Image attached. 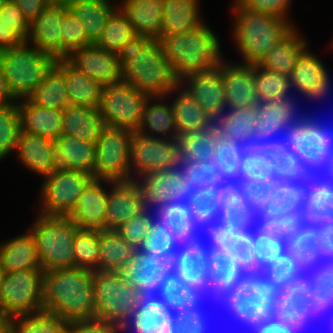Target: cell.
Masks as SVG:
<instances>
[{
  "label": "cell",
  "instance_id": "obj_61",
  "mask_svg": "<svg viewBox=\"0 0 333 333\" xmlns=\"http://www.w3.org/2000/svg\"><path fill=\"white\" fill-rule=\"evenodd\" d=\"M245 9L254 12L267 13L283 20L290 0H237Z\"/></svg>",
  "mask_w": 333,
  "mask_h": 333
},
{
  "label": "cell",
  "instance_id": "obj_42",
  "mask_svg": "<svg viewBox=\"0 0 333 333\" xmlns=\"http://www.w3.org/2000/svg\"><path fill=\"white\" fill-rule=\"evenodd\" d=\"M253 221L247 219L243 214L230 211H221L214 204L209 209L204 235L207 243L202 240L200 252L201 255L224 234L240 233L244 231ZM208 236V237H207Z\"/></svg>",
  "mask_w": 333,
  "mask_h": 333
},
{
  "label": "cell",
  "instance_id": "obj_8",
  "mask_svg": "<svg viewBox=\"0 0 333 333\" xmlns=\"http://www.w3.org/2000/svg\"><path fill=\"white\" fill-rule=\"evenodd\" d=\"M117 57L122 81L150 97L166 96L180 84L159 40L137 35L118 50Z\"/></svg>",
  "mask_w": 333,
  "mask_h": 333
},
{
  "label": "cell",
  "instance_id": "obj_7",
  "mask_svg": "<svg viewBox=\"0 0 333 333\" xmlns=\"http://www.w3.org/2000/svg\"><path fill=\"white\" fill-rule=\"evenodd\" d=\"M292 101L271 100L256 104L257 136L290 169L305 155L308 140L321 126V122L312 117L296 116Z\"/></svg>",
  "mask_w": 333,
  "mask_h": 333
},
{
  "label": "cell",
  "instance_id": "obj_60",
  "mask_svg": "<svg viewBox=\"0 0 333 333\" xmlns=\"http://www.w3.org/2000/svg\"><path fill=\"white\" fill-rule=\"evenodd\" d=\"M0 18H2L23 41L28 42L30 23L12 0H8L0 10Z\"/></svg>",
  "mask_w": 333,
  "mask_h": 333
},
{
  "label": "cell",
  "instance_id": "obj_52",
  "mask_svg": "<svg viewBox=\"0 0 333 333\" xmlns=\"http://www.w3.org/2000/svg\"><path fill=\"white\" fill-rule=\"evenodd\" d=\"M176 168L188 187L193 189H215L213 156L204 162L183 160L178 156Z\"/></svg>",
  "mask_w": 333,
  "mask_h": 333
},
{
  "label": "cell",
  "instance_id": "obj_35",
  "mask_svg": "<svg viewBox=\"0 0 333 333\" xmlns=\"http://www.w3.org/2000/svg\"><path fill=\"white\" fill-rule=\"evenodd\" d=\"M16 150L28 169L44 176L52 174V139L21 130Z\"/></svg>",
  "mask_w": 333,
  "mask_h": 333
},
{
  "label": "cell",
  "instance_id": "obj_59",
  "mask_svg": "<svg viewBox=\"0 0 333 333\" xmlns=\"http://www.w3.org/2000/svg\"><path fill=\"white\" fill-rule=\"evenodd\" d=\"M123 330L115 322L93 317L67 322L65 333H118Z\"/></svg>",
  "mask_w": 333,
  "mask_h": 333
},
{
  "label": "cell",
  "instance_id": "obj_53",
  "mask_svg": "<svg viewBox=\"0 0 333 333\" xmlns=\"http://www.w3.org/2000/svg\"><path fill=\"white\" fill-rule=\"evenodd\" d=\"M74 256L76 267L98 271L99 230L78 229L76 231Z\"/></svg>",
  "mask_w": 333,
  "mask_h": 333
},
{
  "label": "cell",
  "instance_id": "obj_28",
  "mask_svg": "<svg viewBox=\"0 0 333 333\" xmlns=\"http://www.w3.org/2000/svg\"><path fill=\"white\" fill-rule=\"evenodd\" d=\"M226 107L256 105L254 64L226 65L221 61Z\"/></svg>",
  "mask_w": 333,
  "mask_h": 333
},
{
  "label": "cell",
  "instance_id": "obj_44",
  "mask_svg": "<svg viewBox=\"0 0 333 333\" xmlns=\"http://www.w3.org/2000/svg\"><path fill=\"white\" fill-rule=\"evenodd\" d=\"M28 99L36 105L63 111L70 105L64 74L54 65Z\"/></svg>",
  "mask_w": 333,
  "mask_h": 333
},
{
  "label": "cell",
  "instance_id": "obj_54",
  "mask_svg": "<svg viewBox=\"0 0 333 333\" xmlns=\"http://www.w3.org/2000/svg\"><path fill=\"white\" fill-rule=\"evenodd\" d=\"M21 132V119L18 106H0V159L16 149Z\"/></svg>",
  "mask_w": 333,
  "mask_h": 333
},
{
  "label": "cell",
  "instance_id": "obj_1",
  "mask_svg": "<svg viewBox=\"0 0 333 333\" xmlns=\"http://www.w3.org/2000/svg\"><path fill=\"white\" fill-rule=\"evenodd\" d=\"M200 258V249L135 248L121 272L171 328H189L200 319Z\"/></svg>",
  "mask_w": 333,
  "mask_h": 333
},
{
  "label": "cell",
  "instance_id": "obj_70",
  "mask_svg": "<svg viewBox=\"0 0 333 333\" xmlns=\"http://www.w3.org/2000/svg\"><path fill=\"white\" fill-rule=\"evenodd\" d=\"M11 319L12 317L0 311V333H9L11 331Z\"/></svg>",
  "mask_w": 333,
  "mask_h": 333
},
{
  "label": "cell",
  "instance_id": "obj_39",
  "mask_svg": "<svg viewBox=\"0 0 333 333\" xmlns=\"http://www.w3.org/2000/svg\"><path fill=\"white\" fill-rule=\"evenodd\" d=\"M292 30L284 39L271 48L257 63L264 69L290 75L295 67L297 58L306 49V41L298 38Z\"/></svg>",
  "mask_w": 333,
  "mask_h": 333
},
{
  "label": "cell",
  "instance_id": "obj_75",
  "mask_svg": "<svg viewBox=\"0 0 333 333\" xmlns=\"http://www.w3.org/2000/svg\"><path fill=\"white\" fill-rule=\"evenodd\" d=\"M333 255V240L327 245Z\"/></svg>",
  "mask_w": 333,
  "mask_h": 333
},
{
  "label": "cell",
  "instance_id": "obj_56",
  "mask_svg": "<svg viewBox=\"0 0 333 333\" xmlns=\"http://www.w3.org/2000/svg\"><path fill=\"white\" fill-rule=\"evenodd\" d=\"M156 219L150 216L151 221H171L184 223L201 241L209 210H178L165 209V206H156ZM154 218V219H153Z\"/></svg>",
  "mask_w": 333,
  "mask_h": 333
},
{
  "label": "cell",
  "instance_id": "obj_11",
  "mask_svg": "<svg viewBox=\"0 0 333 333\" xmlns=\"http://www.w3.org/2000/svg\"><path fill=\"white\" fill-rule=\"evenodd\" d=\"M234 35L244 64L258 63L277 43L294 28L277 16L245 9L237 0Z\"/></svg>",
  "mask_w": 333,
  "mask_h": 333
},
{
  "label": "cell",
  "instance_id": "obj_17",
  "mask_svg": "<svg viewBox=\"0 0 333 333\" xmlns=\"http://www.w3.org/2000/svg\"><path fill=\"white\" fill-rule=\"evenodd\" d=\"M134 131L104 127L95 141L94 179L106 181L134 180L131 177V142Z\"/></svg>",
  "mask_w": 333,
  "mask_h": 333
},
{
  "label": "cell",
  "instance_id": "obj_14",
  "mask_svg": "<svg viewBox=\"0 0 333 333\" xmlns=\"http://www.w3.org/2000/svg\"><path fill=\"white\" fill-rule=\"evenodd\" d=\"M79 228L68 216L41 214L33 224L40 265L43 271L76 267L74 239Z\"/></svg>",
  "mask_w": 333,
  "mask_h": 333
},
{
  "label": "cell",
  "instance_id": "obj_64",
  "mask_svg": "<svg viewBox=\"0 0 333 333\" xmlns=\"http://www.w3.org/2000/svg\"><path fill=\"white\" fill-rule=\"evenodd\" d=\"M252 181L253 180H229L216 182L214 189V201L221 194L243 191Z\"/></svg>",
  "mask_w": 333,
  "mask_h": 333
},
{
  "label": "cell",
  "instance_id": "obj_72",
  "mask_svg": "<svg viewBox=\"0 0 333 333\" xmlns=\"http://www.w3.org/2000/svg\"><path fill=\"white\" fill-rule=\"evenodd\" d=\"M78 0H49L50 4L62 5L69 7L72 3Z\"/></svg>",
  "mask_w": 333,
  "mask_h": 333
},
{
  "label": "cell",
  "instance_id": "obj_66",
  "mask_svg": "<svg viewBox=\"0 0 333 333\" xmlns=\"http://www.w3.org/2000/svg\"><path fill=\"white\" fill-rule=\"evenodd\" d=\"M311 238L328 245L333 240V216Z\"/></svg>",
  "mask_w": 333,
  "mask_h": 333
},
{
  "label": "cell",
  "instance_id": "obj_47",
  "mask_svg": "<svg viewBox=\"0 0 333 333\" xmlns=\"http://www.w3.org/2000/svg\"><path fill=\"white\" fill-rule=\"evenodd\" d=\"M324 71L323 64L306 48L297 58L289 75L290 88L294 86L297 91L307 96L320 83Z\"/></svg>",
  "mask_w": 333,
  "mask_h": 333
},
{
  "label": "cell",
  "instance_id": "obj_10",
  "mask_svg": "<svg viewBox=\"0 0 333 333\" xmlns=\"http://www.w3.org/2000/svg\"><path fill=\"white\" fill-rule=\"evenodd\" d=\"M159 41L180 83L191 74L217 69L222 61L218 39L205 24Z\"/></svg>",
  "mask_w": 333,
  "mask_h": 333
},
{
  "label": "cell",
  "instance_id": "obj_49",
  "mask_svg": "<svg viewBox=\"0 0 333 333\" xmlns=\"http://www.w3.org/2000/svg\"><path fill=\"white\" fill-rule=\"evenodd\" d=\"M135 36L137 35L132 24L119 8L108 18L103 32L95 45L107 51L117 53L124 44L132 40Z\"/></svg>",
  "mask_w": 333,
  "mask_h": 333
},
{
  "label": "cell",
  "instance_id": "obj_19",
  "mask_svg": "<svg viewBox=\"0 0 333 333\" xmlns=\"http://www.w3.org/2000/svg\"><path fill=\"white\" fill-rule=\"evenodd\" d=\"M43 270L5 273L0 287V311L10 317L43 310Z\"/></svg>",
  "mask_w": 333,
  "mask_h": 333
},
{
  "label": "cell",
  "instance_id": "obj_55",
  "mask_svg": "<svg viewBox=\"0 0 333 333\" xmlns=\"http://www.w3.org/2000/svg\"><path fill=\"white\" fill-rule=\"evenodd\" d=\"M62 59L67 58L73 51L92 43L87 39L81 21L68 9L61 23Z\"/></svg>",
  "mask_w": 333,
  "mask_h": 333
},
{
  "label": "cell",
  "instance_id": "obj_27",
  "mask_svg": "<svg viewBox=\"0 0 333 333\" xmlns=\"http://www.w3.org/2000/svg\"><path fill=\"white\" fill-rule=\"evenodd\" d=\"M101 181L106 180L93 179L89 183L68 215L79 229L105 230L108 192L101 187Z\"/></svg>",
  "mask_w": 333,
  "mask_h": 333
},
{
  "label": "cell",
  "instance_id": "obj_65",
  "mask_svg": "<svg viewBox=\"0 0 333 333\" xmlns=\"http://www.w3.org/2000/svg\"><path fill=\"white\" fill-rule=\"evenodd\" d=\"M201 243L142 242L139 249H200Z\"/></svg>",
  "mask_w": 333,
  "mask_h": 333
},
{
  "label": "cell",
  "instance_id": "obj_6",
  "mask_svg": "<svg viewBox=\"0 0 333 333\" xmlns=\"http://www.w3.org/2000/svg\"><path fill=\"white\" fill-rule=\"evenodd\" d=\"M303 238L296 220H255L240 233L221 235L202 255L281 261Z\"/></svg>",
  "mask_w": 333,
  "mask_h": 333
},
{
  "label": "cell",
  "instance_id": "obj_73",
  "mask_svg": "<svg viewBox=\"0 0 333 333\" xmlns=\"http://www.w3.org/2000/svg\"><path fill=\"white\" fill-rule=\"evenodd\" d=\"M4 276H5V271H4V268L2 266V262H1V259H0V287L3 283Z\"/></svg>",
  "mask_w": 333,
  "mask_h": 333
},
{
  "label": "cell",
  "instance_id": "obj_22",
  "mask_svg": "<svg viewBox=\"0 0 333 333\" xmlns=\"http://www.w3.org/2000/svg\"><path fill=\"white\" fill-rule=\"evenodd\" d=\"M105 182L113 186L108 192L105 229L116 230L146 208L145 195L137 180Z\"/></svg>",
  "mask_w": 333,
  "mask_h": 333
},
{
  "label": "cell",
  "instance_id": "obj_45",
  "mask_svg": "<svg viewBox=\"0 0 333 333\" xmlns=\"http://www.w3.org/2000/svg\"><path fill=\"white\" fill-rule=\"evenodd\" d=\"M216 141L215 126L203 131L185 133L178 139L179 157L194 162L207 161L214 156Z\"/></svg>",
  "mask_w": 333,
  "mask_h": 333
},
{
  "label": "cell",
  "instance_id": "obj_48",
  "mask_svg": "<svg viewBox=\"0 0 333 333\" xmlns=\"http://www.w3.org/2000/svg\"><path fill=\"white\" fill-rule=\"evenodd\" d=\"M19 319L16 324L14 319ZM67 321L60 315L47 310L35 312L31 316L22 314L11 319L12 333H65Z\"/></svg>",
  "mask_w": 333,
  "mask_h": 333
},
{
  "label": "cell",
  "instance_id": "obj_36",
  "mask_svg": "<svg viewBox=\"0 0 333 333\" xmlns=\"http://www.w3.org/2000/svg\"><path fill=\"white\" fill-rule=\"evenodd\" d=\"M271 270L264 269L252 280L229 283L213 300L240 321L253 307L256 286Z\"/></svg>",
  "mask_w": 333,
  "mask_h": 333
},
{
  "label": "cell",
  "instance_id": "obj_50",
  "mask_svg": "<svg viewBox=\"0 0 333 333\" xmlns=\"http://www.w3.org/2000/svg\"><path fill=\"white\" fill-rule=\"evenodd\" d=\"M143 242L201 243L202 241L182 222L150 220Z\"/></svg>",
  "mask_w": 333,
  "mask_h": 333
},
{
  "label": "cell",
  "instance_id": "obj_32",
  "mask_svg": "<svg viewBox=\"0 0 333 333\" xmlns=\"http://www.w3.org/2000/svg\"><path fill=\"white\" fill-rule=\"evenodd\" d=\"M215 120L217 131L231 140L239 141L246 138L251 144H265L256 134V105H246L228 108Z\"/></svg>",
  "mask_w": 333,
  "mask_h": 333
},
{
  "label": "cell",
  "instance_id": "obj_24",
  "mask_svg": "<svg viewBox=\"0 0 333 333\" xmlns=\"http://www.w3.org/2000/svg\"><path fill=\"white\" fill-rule=\"evenodd\" d=\"M52 174L82 171L93 175L96 158L95 142L61 135L53 140Z\"/></svg>",
  "mask_w": 333,
  "mask_h": 333
},
{
  "label": "cell",
  "instance_id": "obj_29",
  "mask_svg": "<svg viewBox=\"0 0 333 333\" xmlns=\"http://www.w3.org/2000/svg\"><path fill=\"white\" fill-rule=\"evenodd\" d=\"M55 66L64 74L70 105L99 109L103 86L79 71L66 58L57 59Z\"/></svg>",
  "mask_w": 333,
  "mask_h": 333
},
{
  "label": "cell",
  "instance_id": "obj_13",
  "mask_svg": "<svg viewBox=\"0 0 333 333\" xmlns=\"http://www.w3.org/2000/svg\"><path fill=\"white\" fill-rule=\"evenodd\" d=\"M56 60L36 46L28 48L27 41L0 51V64L15 99L28 98L53 68Z\"/></svg>",
  "mask_w": 333,
  "mask_h": 333
},
{
  "label": "cell",
  "instance_id": "obj_58",
  "mask_svg": "<svg viewBox=\"0 0 333 333\" xmlns=\"http://www.w3.org/2000/svg\"><path fill=\"white\" fill-rule=\"evenodd\" d=\"M150 213L148 206L132 217L129 221L121 225L116 231L134 248H138L143 242L150 226Z\"/></svg>",
  "mask_w": 333,
  "mask_h": 333
},
{
  "label": "cell",
  "instance_id": "obj_67",
  "mask_svg": "<svg viewBox=\"0 0 333 333\" xmlns=\"http://www.w3.org/2000/svg\"><path fill=\"white\" fill-rule=\"evenodd\" d=\"M203 310L200 313L199 322L192 327L189 328H171L167 333H207L208 330V321L206 317V313Z\"/></svg>",
  "mask_w": 333,
  "mask_h": 333
},
{
  "label": "cell",
  "instance_id": "obj_43",
  "mask_svg": "<svg viewBox=\"0 0 333 333\" xmlns=\"http://www.w3.org/2000/svg\"><path fill=\"white\" fill-rule=\"evenodd\" d=\"M221 211L243 214L249 220H296L291 202H214Z\"/></svg>",
  "mask_w": 333,
  "mask_h": 333
},
{
  "label": "cell",
  "instance_id": "obj_30",
  "mask_svg": "<svg viewBox=\"0 0 333 333\" xmlns=\"http://www.w3.org/2000/svg\"><path fill=\"white\" fill-rule=\"evenodd\" d=\"M20 112L21 130L49 139L62 135L63 111L32 103L28 98L17 105Z\"/></svg>",
  "mask_w": 333,
  "mask_h": 333
},
{
  "label": "cell",
  "instance_id": "obj_16",
  "mask_svg": "<svg viewBox=\"0 0 333 333\" xmlns=\"http://www.w3.org/2000/svg\"><path fill=\"white\" fill-rule=\"evenodd\" d=\"M330 311L333 312V271L286 317L254 319L244 326L252 333H302L313 319Z\"/></svg>",
  "mask_w": 333,
  "mask_h": 333
},
{
  "label": "cell",
  "instance_id": "obj_40",
  "mask_svg": "<svg viewBox=\"0 0 333 333\" xmlns=\"http://www.w3.org/2000/svg\"><path fill=\"white\" fill-rule=\"evenodd\" d=\"M171 106L179 136L189 132L206 130L215 124V120L186 90L178 95Z\"/></svg>",
  "mask_w": 333,
  "mask_h": 333
},
{
  "label": "cell",
  "instance_id": "obj_33",
  "mask_svg": "<svg viewBox=\"0 0 333 333\" xmlns=\"http://www.w3.org/2000/svg\"><path fill=\"white\" fill-rule=\"evenodd\" d=\"M104 127L99 109L69 105L63 110L62 135L95 142Z\"/></svg>",
  "mask_w": 333,
  "mask_h": 333
},
{
  "label": "cell",
  "instance_id": "obj_68",
  "mask_svg": "<svg viewBox=\"0 0 333 333\" xmlns=\"http://www.w3.org/2000/svg\"><path fill=\"white\" fill-rule=\"evenodd\" d=\"M14 99H15L14 96L12 95V93L8 88V84L4 76V71L0 64V106L13 104L10 101Z\"/></svg>",
  "mask_w": 333,
  "mask_h": 333
},
{
  "label": "cell",
  "instance_id": "obj_9",
  "mask_svg": "<svg viewBox=\"0 0 333 333\" xmlns=\"http://www.w3.org/2000/svg\"><path fill=\"white\" fill-rule=\"evenodd\" d=\"M43 309L67 322L96 317L93 271L58 268L43 272Z\"/></svg>",
  "mask_w": 333,
  "mask_h": 333
},
{
  "label": "cell",
  "instance_id": "obj_23",
  "mask_svg": "<svg viewBox=\"0 0 333 333\" xmlns=\"http://www.w3.org/2000/svg\"><path fill=\"white\" fill-rule=\"evenodd\" d=\"M66 59L102 86L122 81V67L117 53L107 51L95 44L73 51Z\"/></svg>",
  "mask_w": 333,
  "mask_h": 333
},
{
  "label": "cell",
  "instance_id": "obj_37",
  "mask_svg": "<svg viewBox=\"0 0 333 333\" xmlns=\"http://www.w3.org/2000/svg\"><path fill=\"white\" fill-rule=\"evenodd\" d=\"M199 0H163L162 37L180 34L201 24L198 15Z\"/></svg>",
  "mask_w": 333,
  "mask_h": 333
},
{
  "label": "cell",
  "instance_id": "obj_34",
  "mask_svg": "<svg viewBox=\"0 0 333 333\" xmlns=\"http://www.w3.org/2000/svg\"><path fill=\"white\" fill-rule=\"evenodd\" d=\"M0 259L5 273L42 269L35 237L31 232L1 245Z\"/></svg>",
  "mask_w": 333,
  "mask_h": 333
},
{
  "label": "cell",
  "instance_id": "obj_71",
  "mask_svg": "<svg viewBox=\"0 0 333 333\" xmlns=\"http://www.w3.org/2000/svg\"><path fill=\"white\" fill-rule=\"evenodd\" d=\"M315 133L324 134L333 143V128L331 129L322 123L321 126L315 131Z\"/></svg>",
  "mask_w": 333,
  "mask_h": 333
},
{
  "label": "cell",
  "instance_id": "obj_57",
  "mask_svg": "<svg viewBox=\"0 0 333 333\" xmlns=\"http://www.w3.org/2000/svg\"><path fill=\"white\" fill-rule=\"evenodd\" d=\"M214 202H291L277 199L261 182L253 180L243 191L221 194Z\"/></svg>",
  "mask_w": 333,
  "mask_h": 333
},
{
  "label": "cell",
  "instance_id": "obj_76",
  "mask_svg": "<svg viewBox=\"0 0 333 333\" xmlns=\"http://www.w3.org/2000/svg\"><path fill=\"white\" fill-rule=\"evenodd\" d=\"M8 0H0V10L4 7Z\"/></svg>",
  "mask_w": 333,
  "mask_h": 333
},
{
  "label": "cell",
  "instance_id": "obj_25",
  "mask_svg": "<svg viewBox=\"0 0 333 333\" xmlns=\"http://www.w3.org/2000/svg\"><path fill=\"white\" fill-rule=\"evenodd\" d=\"M68 7L48 4L30 23L28 40L43 52L62 59L61 23Z\"/></svg>",
  "mask_w": 333,
  "mask_h": 333
},
{
  "label": "cell",
  "instance_id": "obj_5",
  "mask_svg": "<svg viewBox=\"0 0 333 333\" xmlns=\"http://www.w3.org/2000/svg\"><path fill=\"white\" fill-rule=\"evenodd\" d=\"M96 317L115 322L124 331L167 333L171 327L145 302L121 271H93Z\"/></svg>",
  "mask_w": 333,
  "mask_h": 333
},
{
  "label": "cell",
  "instance_id": "obj_74",
  "mask_svg": "<svg viewBox=\"0 0 333 333\" xmlns=\"http://www.w3.org/2000/svg\"><path fill=\"white\" fill-rule=\"evenodd\" d=\"M329 319H330V320H328V321H329V325L331 326V327H329V328L332 329V330H331V333H333V313H332V316L329 317Z\"/></svg>",
  "mask_w": 333,
  "mask_h": 333
},
{
  "label": "cell",
  "instance_id": "obj_63",
  "mask_svg": "<svg viewBox=\"0 0 333 333\" xmlns=\"http://www.w3.org/2000/svg\"><path fill=\"white\" fill-rule=\"evenodd\" d=\"M22 42L24 41L0 18V51L16 47Z\"/></svg>",
  "mask_w": 333,
  "mask_h": 333
},
{
  "label": "cell",
  "instance_id": "obj_46",
  "mask_svg": "<svg viewBox=\"0 0 333 333\" xmlns=\"http://www.w3.org/2000/svg\"><path fill=\"white\" fill-rule=\"evenodd\" d=\"M254 86L258 102L290 99L289 75L264 69L257 63L254 64Z\"/></svg>",
  "mask_w": 333,
  "mask_h": 333
},
{
  "label": "cell",
  "instance_id": "obj_20",
  "mask_svg": "<svg viewBox=\"0 0 333 333\" xmlns=\"http://www.w3.org/2000/svg\"><path fill=\"white\" fill-rule=\"evenodd\" d=\"M94 179L82 171H69L45 176L42 184L43 208L41 214L68 216L77 204L83 190Z\"/></svg>",
  "mask_w": 333,
  "mask_h": 333
},
{
  "label": "cell",
  "instance_id": "obj_15",
  "mask_svg": "<svg viewBox=\"0 0 333 333\" xmlns=\"http://www.w3.org/2000/svg\"><path fill=\"white\" fill-rule=\"evenodd\" d=\"M280 261H241L227 255H201L199 265L198 308L204 300L214 299L229 283L252 280L264 269H273Z\"/></svg>",
  "mask_w": 333,
  "mask_h": 333
},
{
  "label": "cell",
  "instance_id": "obj_18",
  "mask_svg": "<svg viewBox=\"0 0 333 333\" xmlns=\"http://www.w3.org/2000/svg\"><path fill=\"white\" fill-rule=\"evenodd\" d=\"M149 98L124 81L103 86L99 113L104 125L136 131Z\"/></svg>",
  "mask_w": 333,
  "mask_h": 333
},
{
  "label": "cell",
  "instance_id": "obj_21",
  "mask_svg": "<svg viewBox=\"0 0 333 333\" xmlns=\"http://www.w3.org/2000/svg\"><path fill=\"white\" fill-rule=\"evenodd\" d=\"M179 156L178 140L156 138L147 133L134 131L130 164L134 165L138 174L143 177L149 173L173 169Z\"/></svg>",
  "mask_w": 333,
  "mask_h": 333
},
{
  "label": "cell",
  "instance_id": "obj_2",
  "mask_svg": "<svg viewBox=\"0 0 333 333\" xmlns=\"http://www.w3.org/2000/svg\"><path fill=\"white\" fill-rule=\"evenodd\" d=\"M332 271L333 255L327 245L304 237L258 283L253 307L240 323L286 317Z\"/></svg>",
  "mask_w": 333,
  "mask_h": 333
},
{
  "label": "cell",
  "instance_id": "obj_26",
  "mask_svg": "<svg viewBox=\"0 0 333 333\" xmlns=\"http://www.w3.org/2000/svg\"><path fill=\"white\" fill-rule=\"evenodd\" d=\"M189 87L185 89L214 120L225 111L226 99L221 74V62L217 69L185 77Z\"/></svg>",
  "mask_w": 333,
  "mask_h": 333
},
{
  "label": "cell",
  "instance_id": "obj_4",
  "mask_svg": "<svg viewBox=\"0 0 333 333\" xmlns=\"http://www.w3.org/2000/svg\"><path fill=\"white\" fill-rule=\"evenodd\" d=\"M216 137L214 187L222 181L257 180L277 199H290L291 169L266 144H251L246 138L231 140L217 128Z\"/></svg>",
  "mask_w": 333,
  "mask_h": 333
},
{
  "label": "cell",
  "instance_id": "obj_62",
  "mask_svg": "<svg viewBox=\"0 0 333 333\" xmlns=\"http://www.w3.org/2000/svg\"><path fill=\"white\" fill-rule=\"evenodd\" d=\"M31 23L50 3L49 0H12Z\"/></svg>",
  "mask_w": 333,
  "mask_h": 333
},
{
  "label": "cell",
  "instance_id": "obj_69",
  "mask_svg": "<svg viewBox=\"0 0 333 333\" xmlns=\"http://www.w3.org/2000/svg\"><path fill=\"white\" fill-rule=\"evenodd\" d=\"M328 77H329V75H328L327 71L325 70L323 72L320 83L317 85V87L313 91H311L307 95V97L316 98V99L320 98V97H324V95L329 90V78Z\"/></svg>",
  "mask_w": 333,
  "mask_h": 333
},
{
  "label": "cell",
  "instance_id": "obj_3",
  "mask_svg": "<svg viewBox=\"0 0 333 333\" xmlns=\"http://www.w3.org/2000/svg\"><path fill=\"white\" fill-rule=\"evenodd\" d=\"M289 196L301 234L311 238L333 216V143L314 133L291 168Z\"/></svg>",
  "mask_w": 333,
  "mask_h": 333
},
{
  "label": "cell",
  "instance_id": "obj_41",
  "mask_svg": "<svg viewBox=\"0 0 333 333\" xmlns=\"http://www.w3.org/2000/svg\"><path fill=\"white\" fill-rule=\"evenodd\" d=\"M134 250L116 230H99L98 271H122Z\"/></svg>",
  "mask_w": 333,
  "mask_h": 333
},
{
  "label": "cell",
  "instance_id": "obj_12",
  "mask_svg": "<svg viewBox=\"0 0 333 333\" xmlns=\"http://www.w3.org/2000/svg\"><path fill=\"white\" fill-rule=\"evenodd\" d=\"M143 180L141 185L146 206H165V209L178 210H209L214 204V189L188 187L176 167L149 173L143 177Z\"/></svg>",
  "mask_w": 333,
  "mask_h": 333
},
{
  "label": "cell",
  "instance_id": "obj_51",
  "mask_svg": "<svg viewBox=\"0 0 333 333\" xmlns=\"http://www.w3.org/2000/svg\"><path fill=\"white\" fill-rule=\"evenodd\" d=\"M145 126L154 132L164 133L163 136H166L167 131L173 129V135L170 138L178 140L180 137L171 104L168 106L162 103H154L149 106V101H147L136 132L144 133Z\"/></svg>",
  "mask_w": 333,
  "mask_h": 333
},
{
  "label": "cell",
  "instance_id": "obj_38",
  "mask_svg": "<svg viewBox=\"0 0 333 333\" xmlns=\"http://www.w3.org/2000/svg\"><path fill=\"white\" fill-rule=\"evenodd\" d=\"M68 9L81 21L87 39L95 44L111 14L117 9L108 0H78Z\"/></svg>",
  "mask_w": 333,
  "mask_h": 333
},
{
  "label": "cell",
  "instance_id": "obj_31",
  "mask_svg": "<svg viewBox=\"0 0 333 333\" xmlns=\"http://www.w3.org/2000/svg\"><path fill=\"white\" fill-rule=\"evenodd\" d=\"M120 9L136 35L160 40L163 0H125Z\"/></svg>",
  "mask_w": 333,
  "mask_h": 333
}]
</instances>
